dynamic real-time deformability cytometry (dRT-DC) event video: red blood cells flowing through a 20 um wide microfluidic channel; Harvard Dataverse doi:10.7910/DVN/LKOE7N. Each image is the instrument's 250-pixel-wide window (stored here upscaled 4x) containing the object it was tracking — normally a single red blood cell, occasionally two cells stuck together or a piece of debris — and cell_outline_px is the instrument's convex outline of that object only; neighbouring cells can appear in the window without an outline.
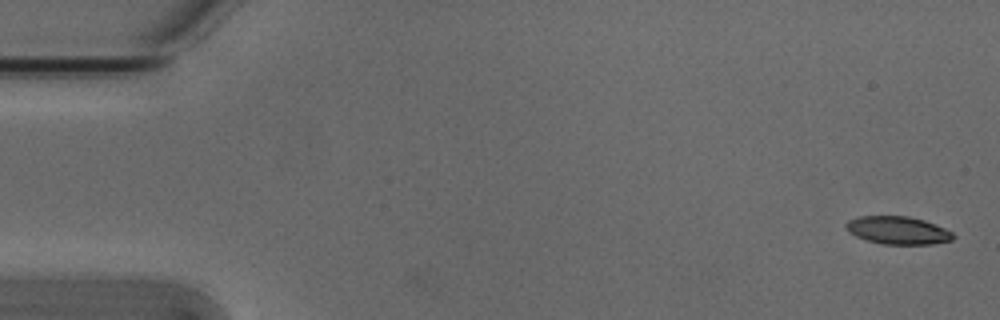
{"species": "Egyptian fruit bat (a non-hibernating species)", "species_latin": "Rousettus aegyptiacus", "temperature_condition": "cold", "stored_images_in_passage": 5, "camera_frame_rate_fps": 3000, "um_per_image_px": 0.085, "animal": {"sex": "male"}, "frame": {"image": 1, "passage_image": 1, "time_ms": 0.0, "image_size_px": [1000, 320], "cell_outline_px": [[952, 240], [932, 244], [880, 244], [856, 236], [844, 224], [848, 220], [860, 216], [908, 216], [924, 220], [944, 228], [952, 232]], "centroid_in_image_um": [76.32, 19.57], "position_along_channel_um": 8.7, "area_um2": 17.11}}
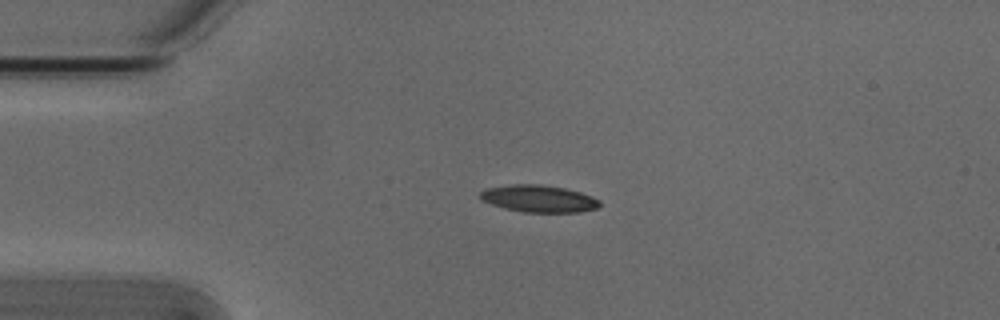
{"frame": {"image": 2, "passage_image": 4, "time_ms": 1.0, "image_size_px": [1000, 320], "cell_outline_px": [[600, 204], [596, 208], [580, 212], [524, 212], [504, 208], [480, 200], [480, 192], [488, 188], [512, 184], [540, 184], [564, 188], [580, 192], [592, 196], [600, 200]], "centroid_in_image_um": [45.8, 16.88], "position_along_channel_um": 39.2, "area_um2": 18.79}}